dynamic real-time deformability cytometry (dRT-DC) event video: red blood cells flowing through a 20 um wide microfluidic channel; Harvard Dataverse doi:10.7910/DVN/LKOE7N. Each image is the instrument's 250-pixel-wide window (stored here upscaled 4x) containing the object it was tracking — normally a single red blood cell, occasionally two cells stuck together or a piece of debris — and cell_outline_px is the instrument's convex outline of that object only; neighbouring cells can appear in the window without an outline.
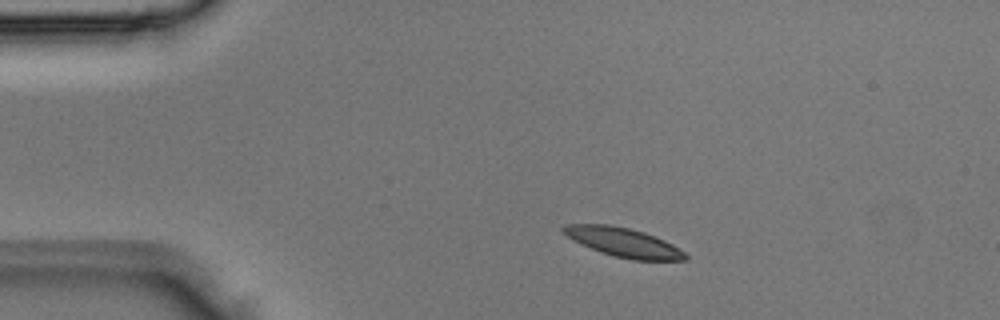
{"species": "Egyptian fruit bat (a non-hibernating species)", "species_latin": "Rousettus aegyptiacus", "temperature_condition": "room temperature", "stored_images_in_passage": 2, "camera_frame_rate_fps": 3000, "um_per_image_px": 0.085, "animal": {"sex": "male"}, "frame": {"image": 1, "passage_image": 1, "time_ms": 0.0, "image_size_px": [1000, 320], "cell_outline_px": [[688, 260], [632, 260], [612, 256], [600, 252], [580, 244], [568, 236], [560, 228], [568, 224], [612, 224], [644, 232], [664, 240], [672, 244], [684, 252], [688, 256]], "centroid_in_image_um": [52.99, 20.6], "position_along_channel_um": 32.0, "area_um2": 20.63}}